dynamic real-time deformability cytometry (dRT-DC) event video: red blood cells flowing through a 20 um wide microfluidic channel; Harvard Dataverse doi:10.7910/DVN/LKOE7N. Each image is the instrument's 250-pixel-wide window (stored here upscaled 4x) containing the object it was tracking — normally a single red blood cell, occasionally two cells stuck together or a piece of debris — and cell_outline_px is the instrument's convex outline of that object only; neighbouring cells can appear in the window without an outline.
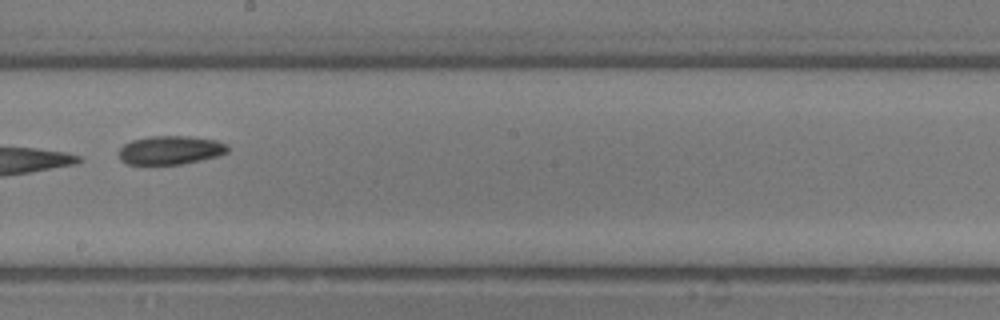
{"species": "common noctule bat (a hibernating species)", "species_latin": "Nyctalus noctula", "temperature_condition": "room temperature", "stored_images_in_passage": 26, "camera_frame_rate_fps": 3000, "um_per_image_px": 0.085, "animal": {"sex": "male", "body_mass_g": 13.3}, "frame": {"image": 1, "passage_image": 15, "time_ms": 4.667, "image_size_px": [1000, 320], "cell_outline_px": [[228, 152], [220, 156], [180, 164], [128, 164], [120, 160], [120, 148], [124, 144], [132, 140], [148, 136], [188, 136], [216, 140], [228, 144]], "centroid_in_image_um": [14.51, 12.75], "position_along_channel_um": 233.7, "area_um2": 18.21}}